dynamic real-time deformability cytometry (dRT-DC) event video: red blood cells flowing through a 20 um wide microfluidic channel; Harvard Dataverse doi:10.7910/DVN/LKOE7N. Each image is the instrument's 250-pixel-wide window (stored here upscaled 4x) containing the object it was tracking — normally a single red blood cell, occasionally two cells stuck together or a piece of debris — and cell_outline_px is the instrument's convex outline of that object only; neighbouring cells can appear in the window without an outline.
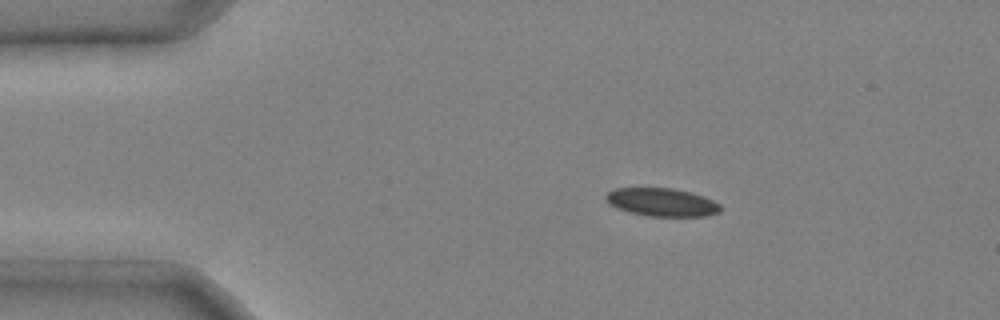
{"species": "common noctule bat (a hibernating species)", "species_latin": "Nyctalus noctula", "temperature_condition": "cold", "stored_images_in_passage": 47, "camera_frame_rate_fps": 3000, "um_per_image_px": 0.085, "animal": {"sex": "male", "body_mass_g": 20.4}, "frame": {"image": 1, "passage_image": 8, "time_ms": 2.333, "image_size_px": [1000, 320], "cell_outline_px": [[720, 212], [708, 216], [652, 216], [632, 212], [616, 208], [608, 204], [604, 200], [604, 196], [612, 188], [672, 188], [692, 192], [704, 196], [720, 204]], "centroid_in_image_um": [56.24, 17.18], "position_along_channel_um": 28.8, "area_um2": 18.9}}
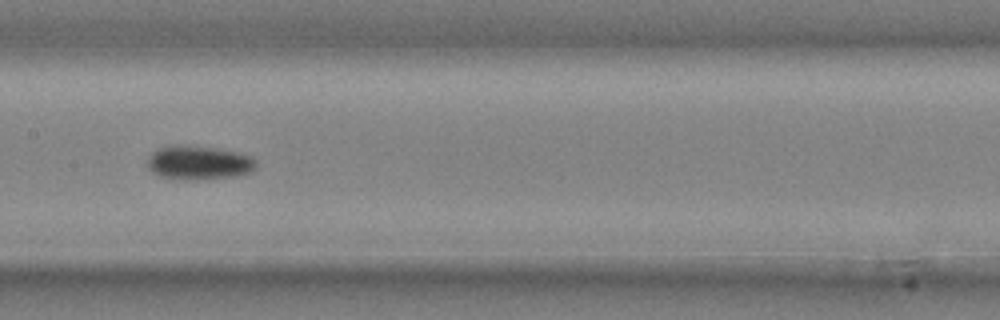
{"frame": {"image": 2, "passage_image": 24, "time_ms": 7.667, "image_size_px": [1000, 320], "cell_outline_px": [[256, 168], [252, 172], [236, 176], [196, 180], [172, 180], [160, 176], [152, 172], [148, 168], [148, 156], [152, 152], [160, 148], [216, 148], [236, 152], [252, 156], [256, 160]], "centroid_in_image_um": [16.94, 13.9], "position_along_channel_um": 190.5, "area_um2": 21.04}}
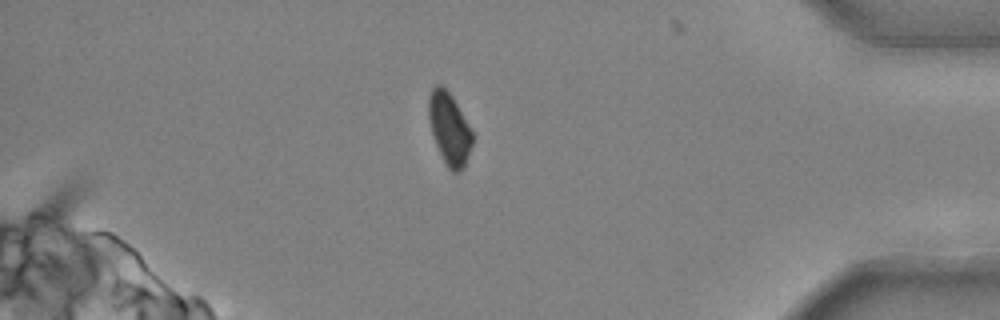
{"frame": {"image": 3, "passage_image": 42, "time_ms": 13.667, "image_size_px": [1000, 320], "cell_outline_px": [[476, 136], [464, 168], [460, 172], [452, 172], [448, 168], [432, 136], [428, 120], [428, 96], [432, 88], [436, 84], [440, 84], [452, 96], [472, 128]], "centroid_in_image_um": [38.22, 10.94], "position_along_channel_um": 397.0, "area_um2": 18.84}}